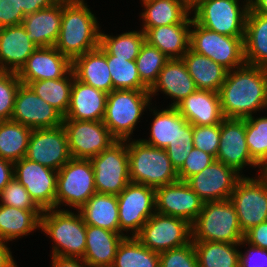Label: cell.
<instances>
[{
	"label": "cell",
	"instance_id": "1",
	"mask_svg": "<svg viewBox=\"0 0 267 267\" xmlns=\"http://www.w3.org/2000/svg\"><path fill=\"white\" fill-rule=\"evenodd\" d=\"M225 118L245 119L267 108V68L249 64L227 71L219 91Z\"/></svg>",
	"mask_w": 267,
	"mask_h": 267
},
{
	"label": "cell",
	"instance_id": "2",
	"mask_svg": "<svg viewBox=\"0 0 267 267\" xmlns=\"http://www.w3.org/2000/svg\"><path fill=\"white\" fill-rule=\"evenodd\" d=\"M99 23L84 0H63L61 28L55 48L73 61L100 45Z\"/></svg>",
	"mask_w": 267,
	"mask_h": 267
},
{
	"label": "cell",
	"instance_id": "3",
	"mask_svg": "<svg viewBox=\"0 0 267 267\" xmlns=\"http://www.w3.org/2000/svg\"><path fill=\"white\" fill-rule=\"evenodd\" d=\"M40 229L54 241L52 256L83 258L86 224L79 211L74 214L64 208L44 210L40 217Z\"/></svg>",
	"mask_w": 267,
	"mask_h": 267
},
{
	"label": "cell",
	"instance_id": "4",
	"mask_svg": "<svg viewBox=\"0 0 267 267\" xmlns=\"http://www.w3.org/2000/svg\"><path fill=\"white\" fill-rule=\"evenodd\" d=\"M127 140L130 181L157 188L178 181V172L165 149Z\"/></svg>",
	"mask_w": 267,
	"mask_h": 267
},
{
	"label": "cell",
	"instance_id": "5",
	"mask_svg": "<svg viewBox=\"0 0 267 267\" xmlns=\"http://www.w3.org/2000/svg\"><path fill=\"white\" fill-rule=\"evenodd\" d=\"M149 90H113L107 95L103 122L117 141L130 138L146 108H150Z\"/></svg>",
	"mask_w": 267,
	"mask_h": 267
},
{
	"label": "cell",
	"instance_id": "6",
	"mask_svg": "<svg viewBox=\"0 0 267 267\" xmlns=\"http://www.w3.org/2000/svg\"><path fill=\"white\" fill-rule=\"evenodd\" d=\"M191 229L192 241L240 243L244 239L235 207L229 199L204 202Z\"/></svg>",
	"mask_w": 267,
	"mask_h": 267
},
{
	"label": "cell",
	"instance_id": "7",
	"mask_svg": "<svg viewBox=\"0 0 267 267\" xmlns=\"http://www.w3.org/2000/svg\"><path fill=\"white\" fill-rule=\"evenodd\" d=\"M197 0L191 6L192 19L204 28L222 35L245 37L250 0ZM245 2V3H244Z\"/></svg>",
	"mask_w": 267,
	"mask_h": 267
},
{
	"label": "cell",
	"instance_id": "8",
	"mask_svg": "<svg viewBox=\"0 0 267 267\" xmlns=\"http://www.w3.org/2000/svg\"><path fill=\"white\" fill-rule=\"evenodd\" d=\"M190 28L189 48L209 57L227 71L245 64L244 37L222 35L197 24L193 19Z\"/></svg>",
	"mask_w": 267,
	"mask_h": 267
},
{
	"label": "cell",
	"instance_id": "9",
	"mask_svg": "<svg viewBox=\"0 0 267 267\" xmlns=\"http://www.w3.org/2000/svg\"><path fill=\"white\" fill-rule=\"evenodd\" d=\"M96 193L90 159L71 158L57 173L55 208L65 204L77 211Z\"/></svg>",
	"mask_w": 267,
	"mask_h": 267
},
{
	"label": "cell",
	"instance_id": "10",
	"mask_svg": "<svg viewBox=\"0 0 267 267\" xmlns=\"http://www.w3.org/2000/svg\"><path fill=\"white\" fill-rule=\"evenodd\" d=\"M90 161L96 193L119 195L131 182L127 140L114 142L108 149L90 158Z\"/></svg>",
	"mask_w": 267,
	"mask_h": 267
},
{
	"label": "cell",
	"instance_id": "11",
	"mask_svg": "<svg viewBox=\"0 0 267 267\" xmlns=\"http://www.w3.org/2000/svg\"><path fill=\"white\" fill-rule=\"evenodd\" d=\"M229 200L235 207L239 226L243 233L267 221V178L242 176Z\"/></svg>",
	"mask_w": 267,
	"mask_h": 267
},
{
	"label": "cell",
	"instance_id": "12",
	"mask_svg": "<svg viewBox=\"0 0 267 267\" xmlns=\"http://www.w3.org/2000/svg\"><path fill=\"white\" fill-rule=\"evenodd\" d=\"M156 253L181 247L192 240L191 224L186 220L155 212L135 236Z\"/></svg>",
	"mask_w": 267,
	"mask_h": 267
},
{
	"label": "cell",
	"instance_id": "13",
	"mask_svg": "<svg viewBox=\"0 0 267 267\" xmlns=\"http://www.w3.org/2000/svg\"><path fill=\"white\" fill-rule=\"evenodd\" d=\"M120 234L131 231L136 236L156 212L155 188L130 182L117 195Z\"/></svg>",
	"mask_w": 267,
	"mask_h": 267
},
{
	"label": "cell",
	"instance_id": "14",
	"mask_svg": "<svg viewBox=\"0 0 267 267\" xmlns=\"http://www.w3.org/2000/svg\"><path fill=\"white\" fill-rule=\"evenodd\" d=\"M62 126L72 158L90 159L117 141L103 121L63 119Z\"/></svg>",
	"mask_w": 267,
	"mask_h": 267
},
{
	"label": "cell",
	"instance_id": "15",
	"mask_svg": "<svg viewBox=\"0 0 267 267\" xmlns=\"http://www.w3.org/2000/svg\"><path fill=\"white\" fill-rule=\"evenodd\" d=\"M25 158L55 171L62 168L72 158L64 127L32 130Z\"/></svg>",
	"mask_w": 267,
	"mask_h": 267
},
{
	"label": "cell",
	"instance_id": "16",
	"mask_svg": "<svg viewBox=\"0 0 267 267\" xmlns=\"http://www.w3.org/2000/svg\"><path fill=\"white\" fill-rule=\"evenodd\" d=\"M57 173L25 157L14 162V177L43 211L55 208Z\"/></svg>",
	"mask_w": 267,
	"mask_h": 267
},
{
	"label": "cell",
	"instance_id": "17",
	"mask_svg": "<svg viewBox=\"0 0 267 267\" xmlns=\"http://www.w3.org/2000/svg\"><path fill=\"white\" fill-rule=\"evenodd\" d=\"M244 176L224 163L214 160L185 182L203 202L228 200L238 180Z\"/></svg>",
	"mask_w": 267,
	"mask_h": 267
},
{
	"label": "cell",
	"instance_id": "18",
	"mask_svg": "<svg viewBox=\"0 0 267 267\" xmlns=\"http://www.w3.org/2000/svg\"><path fill=\"white\" fill-rule=\"evenodd\" d=\"M217 161L240 174L245 166L262 167L251 157L246 143V119L225 118L220 124V143Z\"/></svg>",
	"mask_w": 267,
	"mask_h": 267
},
{
	"label": "cell",
	"instance_id": "19",
	"mask_svg": "<svg viewBox=\"0 0 267 267\" xmlns=\"http://www.w3.org/2000/svg\"><path fill=\"white\" fill-rule=\"evenodd\" d=\"M63 116L40 98L28 85L21 83L17 90L11 120L30 129L62 126Z\"/></svg>",
	"mask_w": 267,
	"mask_h": 267
},
{
	"label": "cell",
	"instance_id": "20",
	"mask_svg": "<svg viewBox=\"0 0 267 267\" xmlns=\"http://www.w3.org/2000/svg\"><path fill=\"white\" fill-rule=\"evenodd\" d=\"M156 212L186 220L191 225L202 210L203 201L185 181L155 188Z\"/></svg>",
	"mask_w": 267,
	"mask_h": 267
},
{
	"label": "cell",
	"instance_id": "21",
	"mask_svg": "<svg viewBox=\"0 0 267 267\" xmlns=\"http://www.w3.org/2000/svg\"><path fill=\"white\" fill-rule=\"evenodd\" d=\"M72 70V61L62 55L54 46L38 47L17 72L20 81L30 82L59 79Z\"/></svg>",
	"mask_w": 267,
	"mask_h": 267
},
{
	"label": "cell",
	"instance_id": "22",
	"mask_svg": "<svg viewBox=\"0 0 267 267\" xmlns=\"http://www.w3.org/2000/svg\"><path fill=\"white\" fill-rule=\"evenodd\" d=\"M175 108L193 126L221 124L225 119L219 93L210 90L197 89Z\"/></svg>",
	"mask_w": 267,
	"mask_h": 267
},
{
	"label": "cell",
	"instance_id": "23",
	"mask_svg": "<svg viewBox=\"0 0 267 267\" xmlns=\"http://www.w3.org/2000/svg\"><path fill=\"white\" fill-rule=\"evenodd\" d=\"M37 48L22 24L0 28V70L17 73Z\"/></svg>",
	"mask_w": 267,
	"mask_h": 267
},
{
	"label": "cell",
	"instance_id": "24",
	"mask_svg": "<svg viewBox=\"0 0 267 267\" xmlns=\"http://www.w3.org/2000/svg\"><path fill=\"white\" fill-rule=\"evenodd\" d=\"M196 90V84L188 73L183 59H169L159 72L158 79L149 89V93L152 100L154 95H158L156 92L162 91L171 99L174 98L169 107H175Z\"/></svg>",
	"mask_w": 267,
	"mask_h": 267
},
{
	"label": "cell",
	"instance_id": "25",
	"mask_svg": "<svg viewBox=\"0 0 267 267\" xmlns=\"http://www.w3.org/2000/svg\"><path fill=\"white\" fill-rule=\"evenodd\" d=\"M63 0H57L47 9L28 14L22 26L28 38L38 47L55 46L61 28Z\"/></svg>",
	"mask_w": 267,
	"mask_h": 267
},
{
	"label": "cell",
	"instance_id": "26",
	"mask_svg": "<svg viewBox=\"0 0 267 267\" xmlns=\"http://www.w3.org/2000/svg\"><path fill=\"white\" fill-rule=\"evenodd\" d=\"M107 93L80 82L74 76L70 104L63 119L102 121Z\"/></svg>",
	"mask_w": 267,
	"mask_h": 267
},
{
	"label": "cell",
	"instance_id": "27",
	"mask_svg": "<svg viewBox=\"0 0 267 267\" xmlns=\"http://www.w3.org/2000/svg\"><path fill=\"white\" fill-rule=\"evenodd\" d=\"M72 70L75 78L80 82L107 94L113 91L107 55L100 46L76 57L72 61Z\"/></svg>",
	"mask_w": 267,
	"mask_h": 267
},
{
	"label": "cell",
	"instance_id": "28",
	"mask_svg": "<svg viewBox=\"0 0 267 267\" xmlns=\"http://www.w3.org/2000/svg\"><path fill=\"white\" fill-rule=\"evenodd\" d=\"M124 237L126 235L86 225V249L82 259L89 267H112Z\"/></svg>",
	"mask_w": 267,
	"mask_h": 267
},
{
	"label": "cell",
	"instance_id": "29",
	"mask_svg": "<svg viewBox=\"0 0 267 267\" xmlns=\"http://www.w3.org/2000/svg\"><path fill=\"white\" fill-rule=\"evenodd\" d=\"M191 23H178L156 28H141L145 41L158 48L169 59H182L189 49Z\"/></svg>",
	"mask_w": 267,
	"mask_h": 267
},
{
	"label": "cell",
	"instance_id": "30",
	"mask_svg": "<svg viewBox=\"0 0 267 267\" xmlns=\"http://www.w3.org/2000/svg\"><path fill=\"white\" fill-rule=\"evenodd\" d=\"M144 7L142 28L191 23V6L185 0H140Z\"/></svg>",
	"mask_w": 267,
	"mask_h": 267
},
{
	"label": "cell",
	"instance_id": "31",
	"mask_svg": "<svg viewBox=\"0 0 267 267\" xmlns=\"http://www.w3.org/2000/svg\"><path fill=\"white\" fill-rule=\"evenodd\" d=\"M244 58L246 64L267 68V15L251 7L246 18Z\"/></svg>",
	"mask_w": 267,
	"mask_h": 267
},
{
	"label": "cell",
	"instance_id": "32",
	"mask_svg": "<svg viewBox=\"0 0 267 267\" xmlns=\"http://www.w3.org/2000/svg\"><path fill=\"white\" fill-rule=\"evenodd\" d=\"M78 211L86 225L120 233L117 195L95 193Z\"/></svg>",
	"mask_w": 267,
	"mask_h": 267
},
{
	"label": "cell",
	"instance_id": "33",
	"mask_svg": "<svg viewBox=\"0 0 267 267\" xmlns=\"http://www.w3.org/2000/svg\"><path fill=\"white\" fill-rule=\"evenodd\" d=\"M43 210H23L0 204V241L8 243L40 229Z\"/></svg>",
	"mask_w": 267,
	"mask_h": 267
},
{
	"label": "cell",
	"instance_id": "34",
	"mask_svg": "<svg viewBox=\"0 0 267 267\" xmlns=\"http://www.w3.org/2000/svg\"><path fill=\"white\" fill-rule=\"evenodd\" d=\"M182 59L197 89L219 93L227 74V70L224 67L209 57L194 52L190 48Z\"/></svg>",
	"mask_w": 267,
	"mask_h": 267
},
{
	"label": "cell",
	"instance_id": "35",
	"mask_svg": "<svg viewBox=\"0 0 267 267\" xmlns=\"http://www.w3.org/2000/svg\"><path fill=\"white\" fill-rule=\"evenodd\" d=\"M155 110H153L154 119L150 129V138L140 140L147 145L165 149L177 136L179 128L187 123V120L175 107Z\"/></svg>",
	"mask_w": 267,
	"mask_h": 267
},
{
	"label": "cell",
	"instance_id": "36",
	"mask_svg": "<svg viewBox=\"0 0 267 267\" xmlns=\"http://www.w3.org/2000/svg\"><path fill=\"white\" fill-rule=\"evenodd\" d=\"M198 267H239L240 243L193 241Z\"/></svg>",
	"mask_w": 267,
	"mask_h": 267
},
{
	"label": "cell",
	"instance_id": "37",
	"mask_svg": "<svg viewBox=\"0 0 267 267\" xmlns=\"http://www.w3.org/2000/svg\"><path fill=\"white\" fill-rule=\"evenodd\" d=\"M31 132L19 122L0 121V158L14 163L26 157Z\"/></svg>",
	"mask_w": 267,
	"mask_h": 267
},
{
	"label": "cell",
	"instance_id": "38",
	"mask_svg": "<svg viewBox=\"0 0 267 267\" xmlns=\"http://www.w3.org/2000/svg\"><path fill=\"white\" fill-rule=\"evenodd\" d=\"M73 78L74 72L71 70L65 77L34 81L28 86L65 117L70 104Z\"/></svg>",
	"mask_w": 267,
	"mask_h": 267
},
{
	"label": "cell",
	"instance_id": "39",
	"mask_svg": "<svg viewBox=\"0 0 267 267\" xmlns=\"http://www.w3.org/2000/svg\"><path fill=\"white\" fill-rule=\"evenodd\" d=\"M112 267H159V253L148 249L135 236L127 235L117 248Z\"/></svg>",
	"mask_w": 267,
	"mask_h": 267
},
{
	"label": "cell",
	"instance_id": "40",
	"mask_svg": "<svg viewBox=\"0 0 267 267\" xmlns=\"http://www.w3.org/2000/svg\"><path fill=\"white\" fill-rule=\"evenodd\" d=\"M144 42L145 33L142 30L125 32L119 36L106 35L101 32L99 46L107 56L136 60Z\"/></svg>",
	"mask_w": 267,
	"mask_h": 267
},
{
	"label": "cell",
	"instance_id": "41",
	"mask_svg": "<svg viewBox=\"0 0 267 267\" xmlns=\"http://www.w3.org/2000/svg\"><path fill=\"white\" fill-rule=\"evenodd\" d=\"M113 90H149L141 81L135 60H126L116 56H107Z\"/></svg>",
	"mask_w": 267,
	"mask_h": 267
},
{
	"label": "cell",
	"instance_id": "42",
	"mask_svg": "<svg viewBox=\"0 0 267 267\" xmlns=\"http://www.w3.org/2000/svg\"><path fill=\"white\" fill-rule=\"evenodd\" d=\"M246 119V143L251 157L262 167L267 165V117Z\"/></svg>",
	"mask_w": 267,
	"mask_h": 267
},
{
	"label": "cell",
	"instance_id": "43",
	"mask_svg": "<svg viewBox=\"0 0 267 267\" xmlns=\"http://www.w3.org/2000/svg\"><path fill=\"white\" fill-rule=\"evenodd\" d=\"M169 60L158 48L146 41L141 46L135 62L141 81L150 89L157 81L159 72Z\"/></svg>",
	"mask_w": 267,
	"mask_h": 267
},
{
	"label": "cell",
	"instance_id": "44",
	"mask_svg": "<svg viewBox=\"0 0 267 267\" xmlns=\"http://www.w3.org/2000/svg\"><path fill=\"white\" fill-rule=\"evenodd\" d=\"M21 83L16 72L0 70V121L11 120Z\"/></svg>",
	"mask_w": 267,
	"mask_h": 267
},
{
	"label": "cell",
	"instance_id": "45",
	"mask_svg": "<svg viewBox=\"0 0 267 267\" xmlns=\"http://www.w3.org/2000/svg\"><path fill=\"white\" fill-rule=\"evenodd\" d=\"M193 148V125L187 122L183 127L179 128L177 136L165 148L176 171L182 167Z\"/></svg>",
	"mask_w": 267,
	"mask_h": 267
},
{
	"label": "cell",
	"instance_id": "46",
	"mask_svg": "<svg viewBox=\"0 0 267 267\" xmlns=\"http://www.w3.org/2000/svg\"><path fill=\"white\" fill-rule=\"evenodd\" d=\"M0 204L23 210H42L14 177L0 193Z\"/></svg>",
	"mask_w": 267,
	"mask_h": 267
},
{
	"label": "cell",
	"instance_id": "47",
	"mask_svg": "<svg viewBox=\"0 0 267 267\" xmlns=\"http://www.w3.org/2000/svg\"><path fill=\"white\" fill-rule=\"evenodd\" d=\"M159 267H198L193 241L160 253Z\"/></svg>",
	"mask_w": 267,
	"mask_h": 267
},
{
	"label": "cell",
	"instance_id": "48",
	"mask_svg": "<svg viewBox=\"0 0 267 267\" xmlns=\"http://www.w3.org/2000/svg\"><path fill=\"white\" fill-rule=\"evenodd\" d=\"M220 143V124L193 126L194 148L212 155L216 159Z\"/></svg>",
	"mask_w": 267,
	"mask_h": 267
},
{
	"label": "cell",
	"instance_id": "49",
	"mask_svg": "<svg viewBox=\"0 0 267 267\" xmlns=\"http://www.w3.org/2000/svg\"><path fill=\"white\" fill-rule=\"evenodd\" d=\"M215 158L202 150L193 148L185 159L182 167L177 171L178 179L186 181L189 177L201 172L209 166Z\"/></svg>",
	"mask_w": 267,
	"mask_h": 267
},
{
	"label": "cell",
	"instance_id": "50",
	"mask_svg": "<svg viewBox=\"0 0 267 267\" xmlns=\"http://www.w3.org/2000/svg\"><path fill=\"white\" fill-rule=\"evenodd\" d=\"M244 244L248 245L249 249L244 254L240 252L239 267H267V250L253 246L242 239L240 245Z\"/></svg>",
	"mask_w": 267,
	"mask_h": 267
},
{
	"label": "cell",
	"instance_id": "51",
	"mask_svg": "<svg viewBox=\"0 0 267 267\" xmlns=\"http://www.w3.org/2000/svg\"><path fill=\"white\" fill-rule=\"evenodd\" d=\"M25 16L22 10H14L12 3L0 0V28L20 25Z\"/></svg>",
	"mask_w": 267,
	"mask_h": 267
},
{
	"label": "cell",
	"instance_id": "52",
	"mask_svg": "<svg viewBox=\"0 0 267 267\" xmlns=\"http://www.w3.org/2000/svg\"><path fill=\"white\" fill-rule=\"evenodd\" d=\"M244 240L253 246L267 250V221L246 231Z\"/></svg>",
	"mask_w": 267,
	"mask_h": 267
},
{
	"label": "cell",
	"instance_id": "53",
	"mask_svg": "<svg viewBox=\"0 0 267 267\" xmlns=\"http://www.w3.org/2000/svg\"><path fill=\"white\" fill-rule=\"evenodd\" d=\"M56 1L57 0H18V10H22L25 15H28L49 8Z\"/></svg>",
	"mask_w": 267,
	"mask_h": 267
},
{
	"label": "cell",
	"instance_id": "54",
	"mask_svg": "<svg viewBox=\"0 0 267 267\" xmlns=\"http://www.w3.org/2000/svg\"><path fill=\"white\" fill-rule=\"evenodd\" d=\"M14 178V163L0 158V193Z\"/></svg>",
	"mask_w": 267,
	"mask_h": 267
},
{
	"label": "cell",
	"instance_id": "55",
	"mask_svg": "<svg viewBox=\"0 0 267 267\" xmlns=\"http://www.w3.org/2000/svg\"><path fill=\"white\" fill-rule=\"evenodd\" d=\"M51 267H89L82 258L51 256Z\"/></svg>",
	"mask_w": 267,
	"mask_h": 267
},
{
	"label": "cell",
	"instance_id": "56",
	"mask_svg": "<svg viewBox=\"0 0 267 267\" xmlns=\"http://www.w3.org/2000/svg\"><path fill=\"white\" fill-rule=\"evenodd\" d=\"M6 242L0 241V267H18Z\"/></svg>",
	"mask_w": 267,
	"mask_h": 267
},
{
	"label": "cell",
	"instance_id": "57",
	"mask_svg": "<svg viewBox=\"0 0 267 267\" xmlns=\"http://www.w3.org/2000/svg\"><path fill=\"white\" fill-rule=\"evenodd\" d=\"M250 7L258 13L267 15V0H250Z\"/></svg>",
	"mask_w": 267,
	"mask_h": 267
},
{
	"label": "cell",
	"instance_id": "58",
	"mask_svg": "<svg viewBox=\"0 0 267 267\" xmlns=\"http://www.w3.org/2000/svg\"><path fill=\"white\" fill-rule=\"evenodd\" d=\"M8 3L13 4V9L18 10V0H6Z\"/></svg>",
	"mask_w": 267,
	"mask_h": 267
},
{
	"label": "cell",
	"instance_id": "59",
	"mask_svg": "<svg viewBox=\"0 0 267 267\" xmlns=\"http://www.w3.org/2000/svg\"><path fill=\"white\" fill-rule=\"evenodd\" d=\"M262 174L267 178V165L262 169Z\"/></svg>",
	"mask_w": 267,
	"mask_h": 267
},
{
	"label": "cell",
	"instance_id": "60",
	"mask_svg": "<svg viewBox=\"0 0 267 267\" xmlns=\"http://www.w3.org/2000/svg\"><path fill=\"white\" fill-rule=\"evenodd\" d=\"M190 6H192L197 0H185Z\"/></svg>",
	"mask_w": 267,
	"mask_h": 267
}]
</instances>
